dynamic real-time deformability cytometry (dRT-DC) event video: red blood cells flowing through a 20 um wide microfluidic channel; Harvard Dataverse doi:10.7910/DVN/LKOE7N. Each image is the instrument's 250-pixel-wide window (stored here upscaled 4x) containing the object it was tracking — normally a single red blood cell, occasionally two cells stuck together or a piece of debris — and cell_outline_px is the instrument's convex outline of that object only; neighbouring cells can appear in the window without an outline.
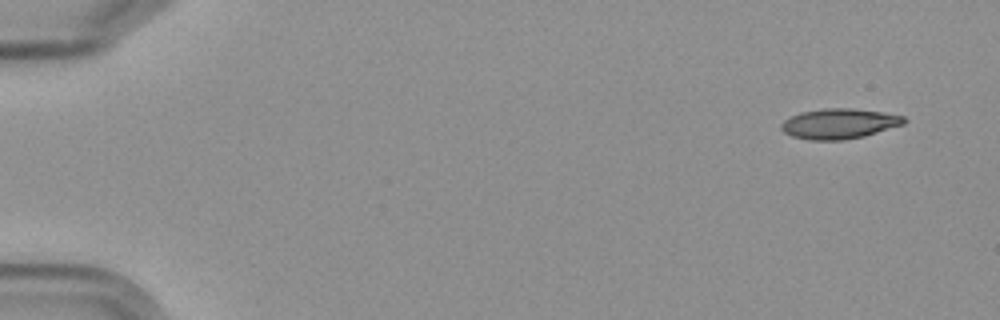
{"species": "Egyptian fruit bat (a non-hibernating species)", "species_latin": "Rousettus aegyptiacus", "temperature_condition": "cold", "stored_images_in_passage": 5, "camera_frame_rate_fps": 3000, "um_per_image_px": 0.085, "frame": {"image": 1, "passage_image": 1, "time_ms": 0.0, "image_size_px": [1000, 320], "cell_outline_px": [[908, 120], [904, 124], [864, 136], [840, 140], [808, 140], [792, 136], [784, 132], [780, 128], [780, 124], [784, 120], [800, 112], [824, 108], [852, 108], [884, 112], [904, 116]], "centroid_in_image_um": [71.33, 10.5], "position_along_channel_um": 13.7, "area_um2": 21.68}}
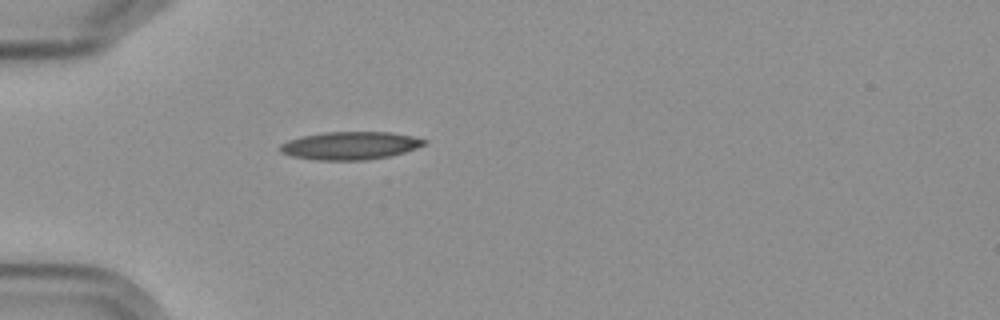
{"frame": {"image": 2, "passage_image": 5, "time_ms": 4.667, "image_size_px": [1000, 320], "cell_outline_px": [[428, 140], [424, 144], [416, 148], [404, 152], [388, 156], [364, 160], [312, 160], [292, 156], [280, 152], [276, 148], [280, 144], [288, 140], [300, 136], [324, 132], [392, 132], [412, 136]], "centroid_in_image_um": [29.7, 12.37], "position_along_channel_um": 55.3, "area_um2": 23.58}}